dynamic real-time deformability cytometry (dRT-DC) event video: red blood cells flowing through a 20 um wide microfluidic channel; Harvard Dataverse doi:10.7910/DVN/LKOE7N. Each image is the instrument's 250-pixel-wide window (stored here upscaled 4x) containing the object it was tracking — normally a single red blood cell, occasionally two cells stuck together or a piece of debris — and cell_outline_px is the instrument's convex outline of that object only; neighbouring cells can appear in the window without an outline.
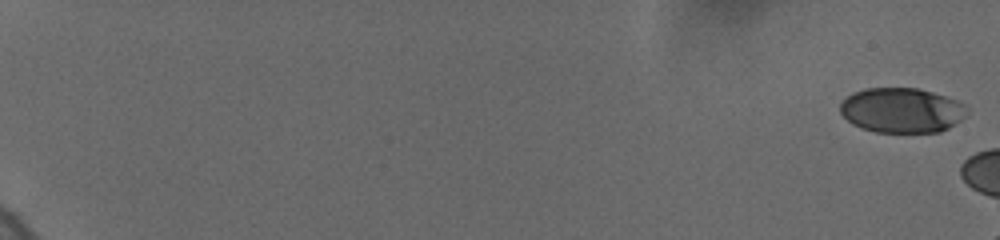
{"species": "human", "species_latin": "Homo sapiens", "temperature_condition": "cold", "stored_images_in_passage": 9, "camera_frame_rate_fps": 3000, "um_per_image_px": 0.085, "donor": {"sex": "female"}, "frame": {"image": 1, "passage_image": 1, "time_ms": 0.0, "image_size_px": [1000, 240], "cell_outline_px": [[968, 112], [960, 120], [948, 128], [940, 132], [876, 132], [852, 124], [840, 112], [840, 104], [852, 92], [864, 88], [916, 88], [932, 92], [956, 100], [964, 104]], "centroid_in_image_um": [76.64, 9.37], "position_along_channel_um": 8.4, "area_um2": 33.0}}